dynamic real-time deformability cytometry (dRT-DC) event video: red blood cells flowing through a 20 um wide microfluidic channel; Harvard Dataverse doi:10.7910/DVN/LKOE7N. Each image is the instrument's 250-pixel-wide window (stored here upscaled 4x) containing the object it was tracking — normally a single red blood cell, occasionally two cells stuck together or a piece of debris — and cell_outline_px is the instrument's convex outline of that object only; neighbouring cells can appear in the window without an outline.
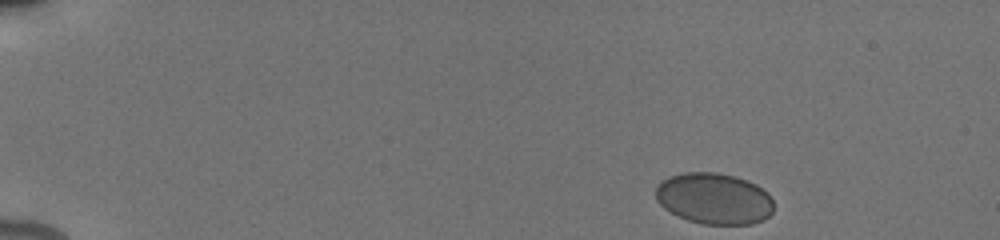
{"species": "human", "species_latin": "Homo sapiens", "temperature_condition": "cold", "stored_images_in_passage": 64, "camera_frame_rate_fps": 3000, "um_per_image_px": 0.085, "donor": {"sex": "male"}, "frame": {"image": 1, "passage_image": 1, "time_ms": 0.0, "image_size_px": [1000, 240], "cell_outline_px": [[772, 212], [764, 220], [752, 224], [704, 224], [688, 220], [664, 208], [656, 200], [656, 184], [660, 180], [668, 176], [680, 172], [716, 172], [736, 176], [748, 180], [756, 184], [768, 192], [772, 200]], "centroid_in_image_um": [60.68, 16.85], "position_along_channel_um": 24.3, "area_um2": 35.55}}
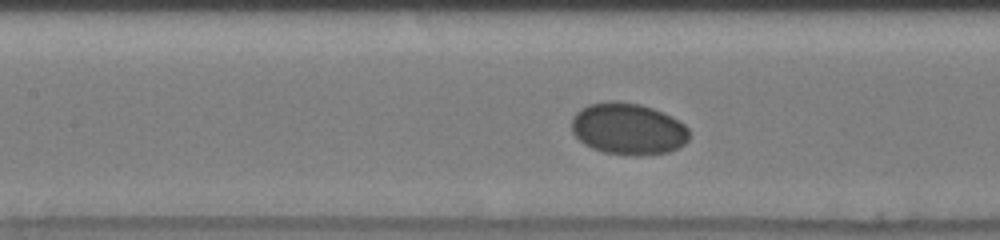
{"frame": {"image": 2, "passage_image": 19, "time_ms": 6.333, "image_size_px": [1000, 240], "cell_outline_px": [[688, 140], [680, 148], [668, 152], [640, 156], [636, 156], [604, 152], [592, 148], [584, 144], [572, 132], [572, 116], [580, 108], [588, 104], [608, 100], [620, 100], [640, 104], [652, 108], [672, 116], [684, 124], [688, 128]], "centroid_in_image_um": [53.38, 10.94], "position_along_channel_um": 154.0, "area_um2": 35.84}}
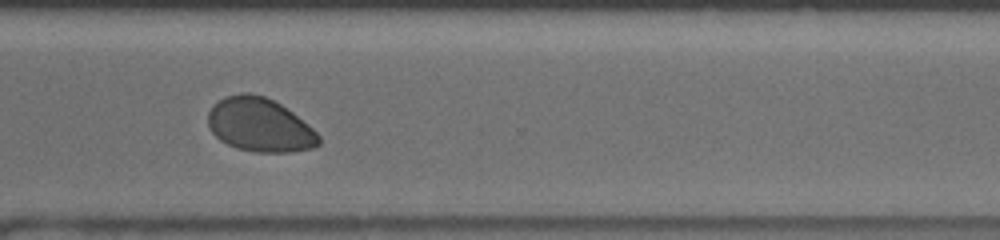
{"frame": {"image": 3, "passage_image": 42, "time_ms": 11.333, "image_size_px": [1000, 240], "cell_outline_px": [[320, 144], [312, 148], [288, 152], [256, 152], [236, 148], [220, 140], [212, 132], [208, 124], [208, 112], [212, 104], [224, 96], [240, 92], [248, 92], [264, 96], [280, 104], [292, 112], [308, 124], [320, 136]], "centroid_in_image_um": [22.05, 10.61], "position_along_channel_um": 348.5, "area_um2": 34.8}, "authors_computed_cell_mechanics": {"area_um2": 35.258, "velocity_mm_per_s": 3.8921, "shape_relaxation_time_tau1_ms": null, "shape_relaxation_time_tau2_ms": 4.6327, "deformation_change_tau1": null, "deformation_change_tau2": 0.0356}}